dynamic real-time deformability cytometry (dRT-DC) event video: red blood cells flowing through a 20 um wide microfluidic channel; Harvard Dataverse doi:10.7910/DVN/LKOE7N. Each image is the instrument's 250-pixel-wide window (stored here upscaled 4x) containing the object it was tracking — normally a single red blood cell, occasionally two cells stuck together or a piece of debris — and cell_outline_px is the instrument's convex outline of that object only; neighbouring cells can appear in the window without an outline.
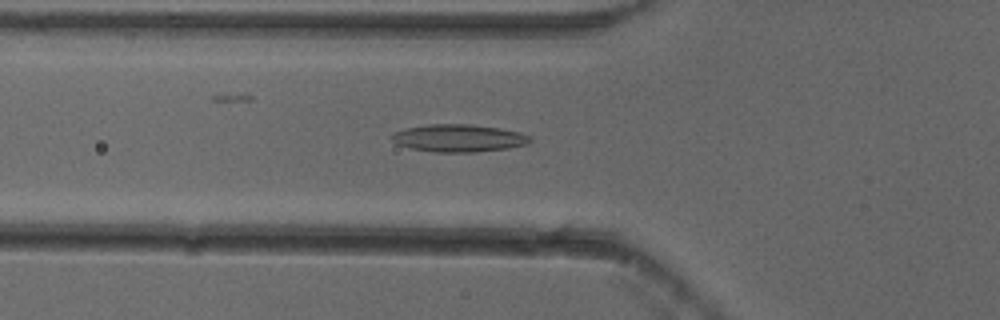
{"species": "common noctule bat (a hibernating species)", "species_latin": "Nyctalus noctula", "temperature_condition": "cold", "stored_images_in_passage": 53, "camera_frame_rate_fps": 3000, "um_per_image_px": 0.085, "animal": {"sex": "female"}, "frame": {"image": 1, "passage_image": 19, "time_ms": 6.0, "image_size_px": [1000, 320], "cell_outline_px": [[532, 140], [528, 144], [508, 148], [476, 152], [432, 152], [412, 148], [396, 144], [392, 140], [392, 136], [396, 132], [404, 128], [428, 124], [472, 124], [500, 128], [520, 132], [532, 136]], "centroid_in_image_um": [39.03, 11.74], "position_along_channel_um": 86.8, "area_um2": 22.31}}
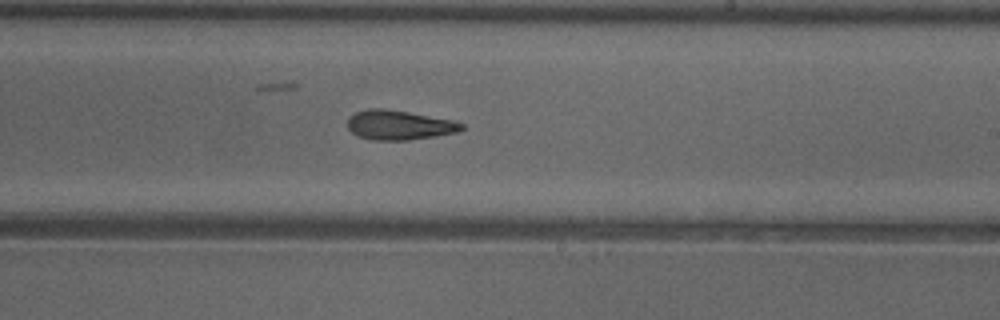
{"frame": {"image": 2, "passage_image": 32, "time_ms": 10.333, "image_size_px": [1000, 320], "cell_outline_px": [[464, 128], [460, 132], [408, 140], [372, 140], [356, 136], [348, 128], [348, 116], [356, 112], [368, 108], [384, 108], [408, 112], [452, 120], [464, 124]], "centroid_in_image_um": [33.9, 10.63], "position_along_channel_um": 255.1, "area_um2": 19.71}}
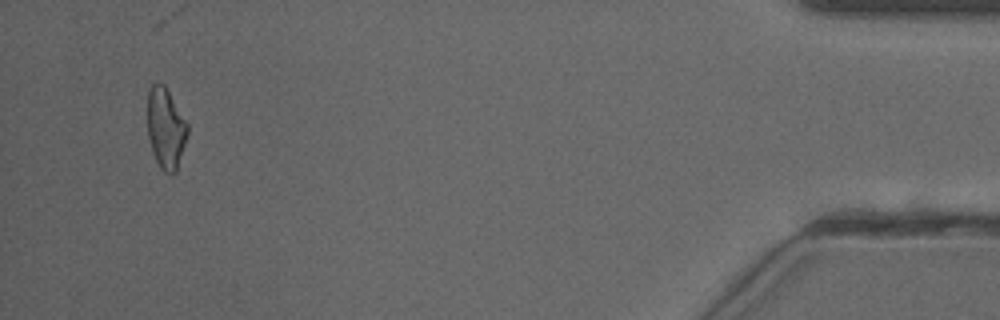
{"frame": {"image": 3, "passage_image": 51, "time_ms": 16.667, "image_size_px": [1000, 320], "cell_outline_px": [[188, 136], [176, 172], [172, 176], [164, 172], [160, 168], [156, 160], [148, 136], [148, 88], [152, 84], [160, 80], [164, 84], [188, 124]], "centroid_in_image_um": [14.1, 10.9], "position_along_channel_um": 421.1, "area_um2": 19.02}, "authors_computed_cell_mechanics": {"area_um2": 19.7676, "velocity_mm_per_s": 3.859, "shape_relaxation_time_tau1_ms": 7.5648, "shape_relaxation_time_tau2_ms": 2.7151, "deformation_change_tau1": 0.1838, "deformation_change_tau2": 0.1125}}